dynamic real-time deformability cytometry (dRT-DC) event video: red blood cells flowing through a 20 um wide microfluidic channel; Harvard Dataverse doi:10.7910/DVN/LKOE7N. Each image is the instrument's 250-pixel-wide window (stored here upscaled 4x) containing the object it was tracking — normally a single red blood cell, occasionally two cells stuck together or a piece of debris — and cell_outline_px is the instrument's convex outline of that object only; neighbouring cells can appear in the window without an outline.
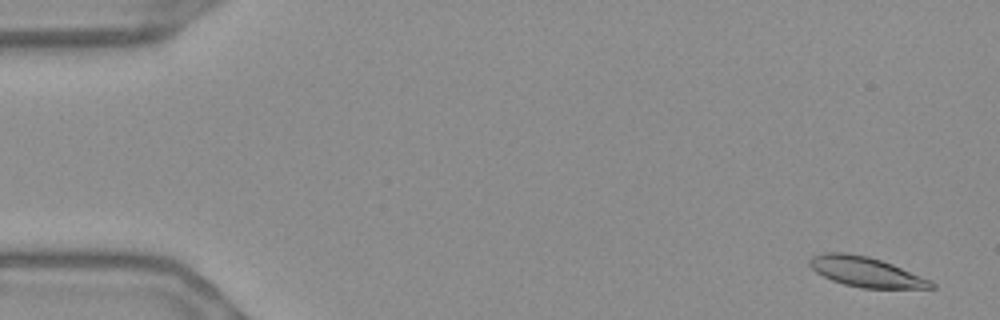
{"species": "Egyptian fruit bat (a non-hibernating species)", "species_latin": "Rousettus aegyptiacus", "temperature_condition": "warm", "stored_images_in_passage": 56, "camera_frame_rate_fps": 3000, "um_per_image_px": 0.085, "frame": {"image": 1, "passage_image": 3, "time_ms": 0.667, "image_size_px": [1000, 320], "cell_outline_px": [[936, 288], [860, 288], [844, 284], [832, 280], [816, 272], [808, 264], [808, 260], [812, 256], [824, 252], [844, 252], [868, 256], [892, 264], [932, 280], [936, 284]], "centroid_in_image_um": [73.61, 23.11], "position_along_channel_um": 11.4, "area_um2": 21.27}}
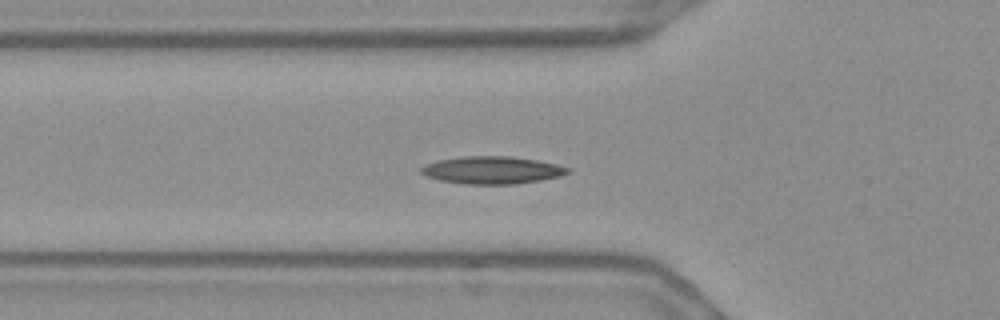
{"frame": {"image": 2, "passage_image": 20, "time_ms": 6.333, "image_size_px": [1000, 320], "cell_outline_px": [[572, 172], [560, 176], [540, 180], [516, 184], [464, 184], [440, 180], [424, 176], [420, 172], [420, 168], [424, 164], [440, 160], [464, 156], [512, 156], [536, 160], [556, 164], [572, 168]], "centroid_in_image_um": [41.84, 14.46], "position_along_channel_um": 84.0, "area_um2": 23.64}}
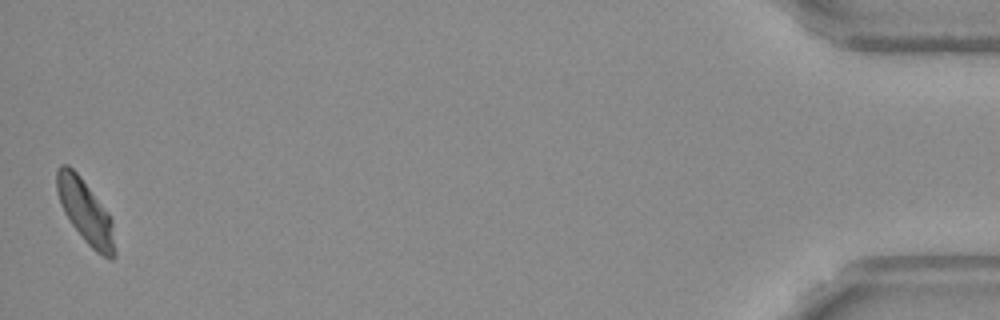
{"frame": {"image": 3, "passage_image": 56, "time_ms": 18.333, "image_size_px": [1000, 320], "cell_outline_px": [[116, 256], [112, 260], [108, 260], [96, 252], [84, 240], [72, 224], [64, 212], [60, 204], [56, 192], [56, 168], [60, 164], [68, 164], [80, 176], [108, 212], [112, 220], [116, 252]], "centroid_in_image_um": [7.26, 18.0], "position_along_channel_um": 427.9, "area_um2": 21.62}, "authors_computed_cell_mechanics": {"area_um2": 21.4727, "velocity_mm_per_s": 3.6344, "shape_relaxation_time_tau1_ms": 9.9027, "shape_relaxation_time_tau2_ms": 11.2242, "deformation_change_tau1": 0.171, "deformation_change_tau2": 0.1269}}